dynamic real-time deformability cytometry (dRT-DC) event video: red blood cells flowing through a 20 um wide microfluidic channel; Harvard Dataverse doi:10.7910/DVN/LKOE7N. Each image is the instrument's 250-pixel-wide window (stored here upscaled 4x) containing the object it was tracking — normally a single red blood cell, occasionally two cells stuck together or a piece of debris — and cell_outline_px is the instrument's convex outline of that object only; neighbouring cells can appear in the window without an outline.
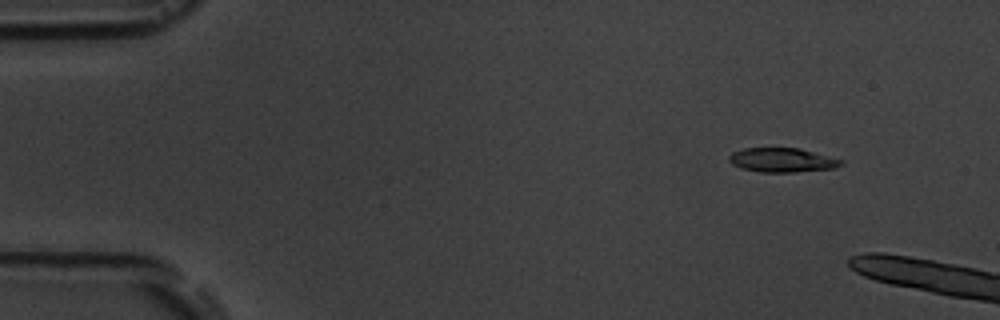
{"species": "common noctule bat (a hibernating species)", "species_latin": "Nyctalus noctula", "temperature_condition": "room temperature", "stored_images_in_passage": 4, "camera_frame_rate_fps": 3000, "um_per_image_px": 0.085, "animal": {"sex": "male", "body_mass_g": 19.5, "forearm_length_mm": 54.6}, "frame": {"image": 1, "passage_image": 2, "time_ms": 1.333, "image_size_px": [1000, 320], "cell_outline_px": [[844, 164], [836, 168], [796, 172], [760, 172], [740, 168], [732, 164], [728, 160], [728, 156], [732, 152], [744, 148], [800, 148], [844, 160]], "centroid_in_image_um": [66.5, 13.61], "position_along_channel_um": 18.5, "area_um2": 16.01}}